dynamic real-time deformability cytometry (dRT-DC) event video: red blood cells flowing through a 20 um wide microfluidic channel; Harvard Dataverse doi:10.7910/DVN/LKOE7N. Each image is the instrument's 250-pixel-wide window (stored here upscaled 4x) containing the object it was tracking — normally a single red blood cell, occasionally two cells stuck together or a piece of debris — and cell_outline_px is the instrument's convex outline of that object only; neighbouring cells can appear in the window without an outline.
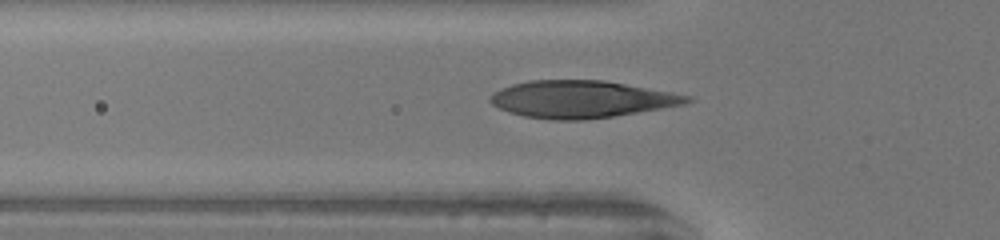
{"species": "human", "species_latin": "Homo sapiens", "temperature_condition": "warm", "stored_images_in_passage": 42, "camera_frame_rate_fps": 3000, "um_per_image_px": 0.085, "donor": {"sex": "female"}, "frame": {"image": 1, "passage_image": 15, "time_ms": 4.667, "image_size_px": [1000, 240], "cell_outline_px": [[692, 100], [684, 104], [612, 116], [584, 120], [552, 120], [524, 116], [508, 112], [492, 104], [488, 100], [488, 96], [500, 88], [512, 84], [528, 80], [604, 80], [672, 92], [692, 96]], "centroid_in_image_um": [49.36, 8.43], "position_along_channel_um": 76.4, "area_um2": 42.54}}
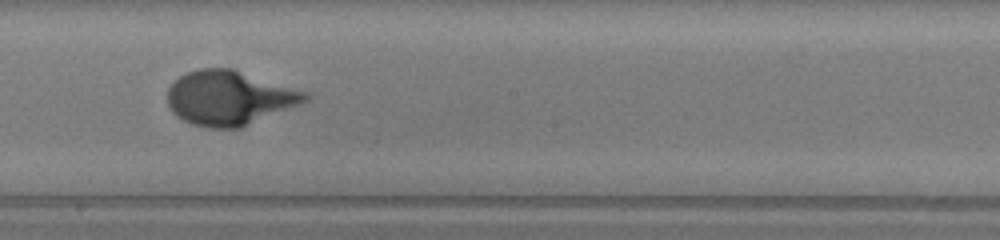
{"frame": {"image": 2, "passage_image": 26, "time_ms": 8.333, "image_size_px": [1000, 240], "cell_outline_px": [[312, 96], [308, 100], [300, 104], [240, 128], [208, 128], [192, 124], [176, 116], [172, 112], [168, 104], [168, 88], [180, 76], [188, 72], [200, 68], [232, 68], [308, 92]], "centroid_in_image_um": [19.5, 8.32], "position_along_channel_um": 228.7, "area_um2": 43.64}}
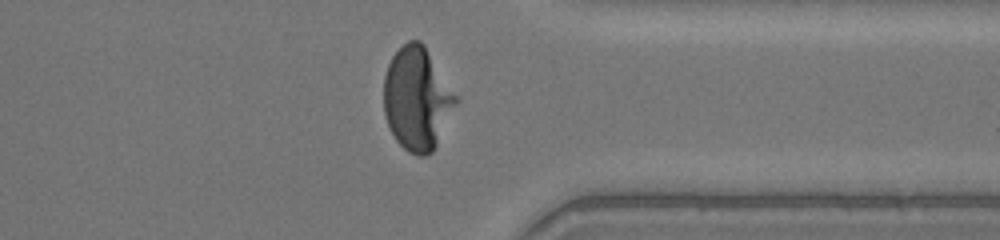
{"frame": {"image": 3, "passage_image": 37, "time_ms": 12.0, "image_size_px": [1000, 240], "cell_outline_px": [[460, 100], [432, 152], [424, 156], [416, 156], [408, 152], [396, 140], [388, 124], [384, 112], [384, 76], [388, 64], [392, 56], [408, 40], [420, 40], [424, 44], [460, 96]], "centroid_in_image_um": [35.49, 8.37], "position_along_channel_um": 375.9, "area_um2": 43.81}}